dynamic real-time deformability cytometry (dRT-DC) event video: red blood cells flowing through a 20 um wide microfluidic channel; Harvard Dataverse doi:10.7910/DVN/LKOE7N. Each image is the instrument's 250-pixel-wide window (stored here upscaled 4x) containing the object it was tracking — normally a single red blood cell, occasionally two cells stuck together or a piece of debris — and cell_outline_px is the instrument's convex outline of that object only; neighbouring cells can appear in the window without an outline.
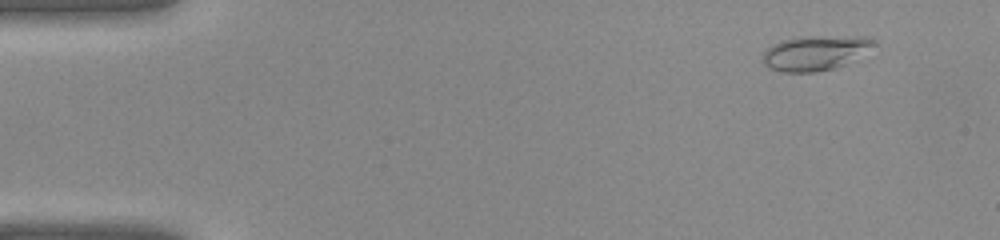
{"species": "common noctule bat (a hibernating species)", "species_latin": "Nyctalus noctula", "temperature_condition": "warm", "stored_images_in_passage": 39, "camera_frame_rate_fps": 3000, "um_per_image_px": 0.085, "animal": {"sex": "female", "body_mass_g": 22.0, "forearm_length_mm": 56.7}, "frame": {"image": 1, "passage_image": 2, "time_ms": 0.333, "image_size_px": [1000, 240], "cell_outline_px": [[880, 44], [844, 64], [832, 68], [812, 72], [780, 72], [764, 64], [764, 52], [768, 48], [784, 40], [800, 36], [864, 36]], "centroid_in_image_um": [69.34, 4.48], "position_along_channel_um": 15.7, "area_um2": 22.2}}
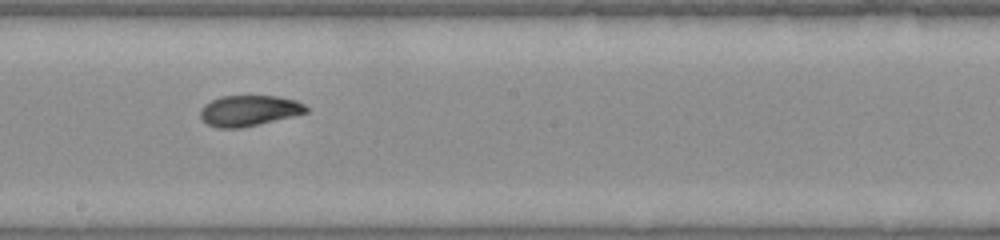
{"frame": {"image": 2, "passage_image": 21, "time_ms": 6.667, "image_size_px": [1000, 240], "cell_outline_px": [[308, 112], [292, 116], [240, 128], [216, 128], [208, 124], [200, 116], [200, 108], [204, 104], [220, 96], [276, 96], [296, 100], [304, 104], [308, 108]], "centroid_in_image_um": [21.14, 9.4], "position_along_channel_um": 227.1, "area_um2": 18.84}}
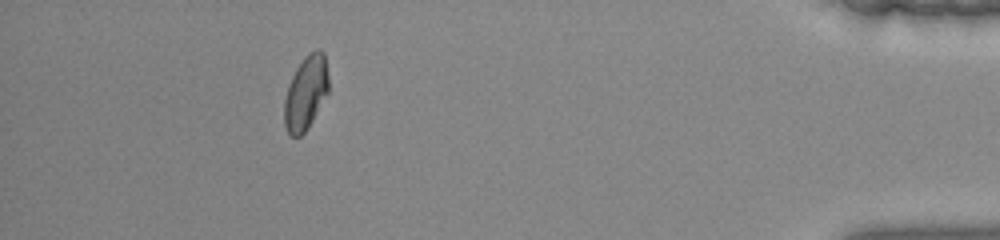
{"frame": {"image": 3, "passage_image": 35, "time_ms": 11.333, "image_size_px": [1000, 240], "cell_outline_px": [[328, 92], [308, 128], [300, 136], [292, 136], [288, 132], [284, 124], [284, 100], [292, 76], [296, 68], [304, 56], [308, 52], [316, 48], [320, 48], [324, 52], [328, 76]], "centroid_in_image_um": [26.0, 7.85], "position_along_channel_um": 409.2, "area_um2": 19.07}}